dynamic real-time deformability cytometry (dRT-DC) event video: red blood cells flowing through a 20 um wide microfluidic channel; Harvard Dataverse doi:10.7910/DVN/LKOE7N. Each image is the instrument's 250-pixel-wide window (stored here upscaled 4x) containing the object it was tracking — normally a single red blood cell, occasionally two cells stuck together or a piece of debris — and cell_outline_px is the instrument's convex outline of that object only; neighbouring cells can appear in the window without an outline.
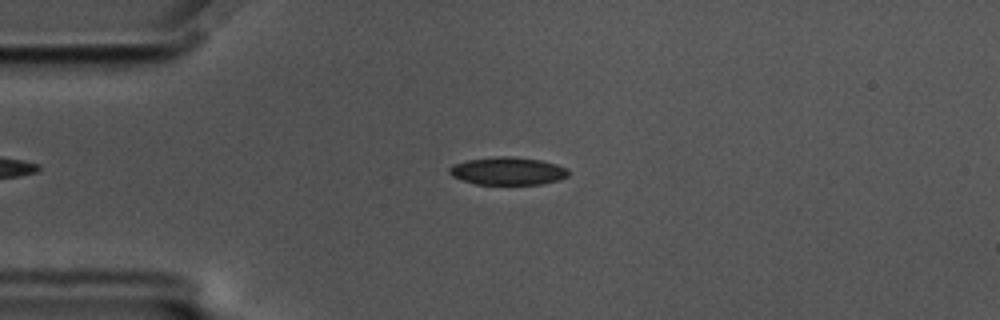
{"species": "common noctule bat (a hibernating species)", "species_latin": "Nyctalus noctula", "temperature_condition": "cold", "stored_images_in_passage": 56, "camera_frame_rate_fps": 3000, "um_per_image_px": 0.085, "animal": {"sex": "male", "body_mass_g": 17.5, "forearm_length_mm": 52.3}, "frame": {"image": 1, "passage_image": 13, "time_ms": 4.0, "image_size_px": [1000, 320], "cell_outline_px": [[568, 176], [560, 180], [540, 184], [476, 184], [452, 176], [448, 172], [448, 168], [452, 164], [468, 160], [496, 156], [512, 156], [540, 160], [556, 164], [568, 168]], "centroid_in_image_um": [43.16, 14.53], "position_along_channel_um": 41.8, "area_um2": 19.31}}
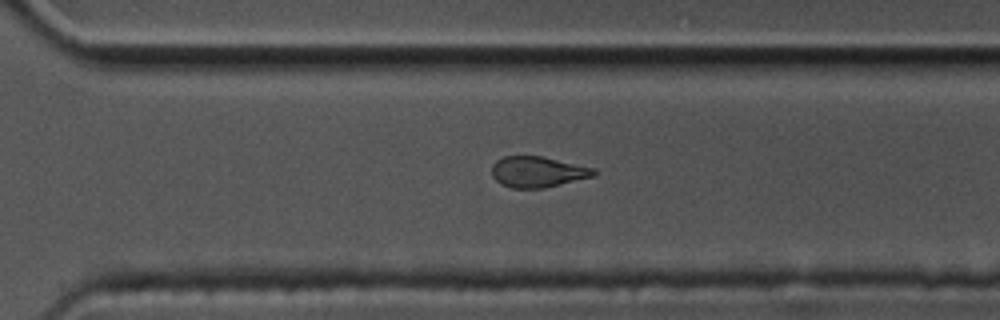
{"frame": {"image": 2, "passage_image": 39, "time_ms": 12.667, "image_size_px": [1000, 320], "cell_outline_px": [[596, 176], [544, 188], [512, 188], [500, 184], [492, 176], [492, 164], [496, 160], [504, 156], [540, 156], [596, 168]], "centroid_in_image_um": [45.71, 14.61], "position_along_channel_um": 324.9, "area_um2": 18.44}}
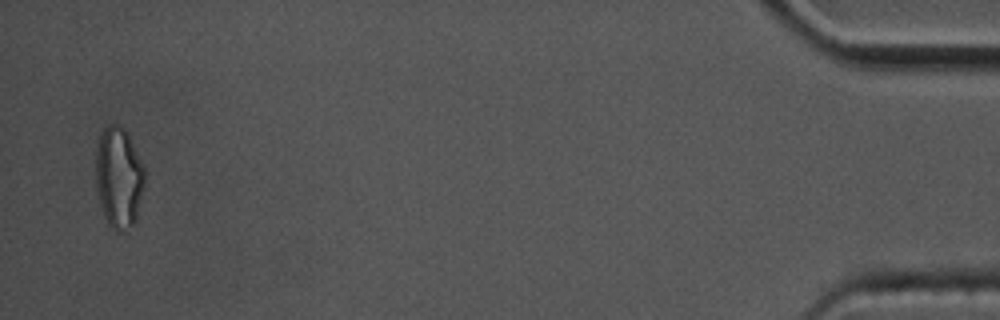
{"frame": {"image": 3, "passage_image": 55, "time_ms": 18.0, "image_size_px": [1000, 320], "cell_outline_px": [[144, 188], [136, 216], [132, 224], [124, 232], [116, 232], [108, 224], [104, 216], [96, 188], [96, 152], [100, 132], [108, 124], [120, 124], [124, 128], [144, 164]], "centroid_in_image_um": [10.09, 15.07], "position_along_channel_um": 425.1, "area_um2": 28.84}, "authors_computed_cell_mechanics": {"area_um2": 19.5942, "velocity_mm_per_s": 3.511, "shape_relaxation_time_tau1_ms": 4.7849, "shape_relaxation_time_tau2_ms": 6.2134, "deformation_change_tau1": 0.1159, "deformation_change_tau2": 0.1141}}